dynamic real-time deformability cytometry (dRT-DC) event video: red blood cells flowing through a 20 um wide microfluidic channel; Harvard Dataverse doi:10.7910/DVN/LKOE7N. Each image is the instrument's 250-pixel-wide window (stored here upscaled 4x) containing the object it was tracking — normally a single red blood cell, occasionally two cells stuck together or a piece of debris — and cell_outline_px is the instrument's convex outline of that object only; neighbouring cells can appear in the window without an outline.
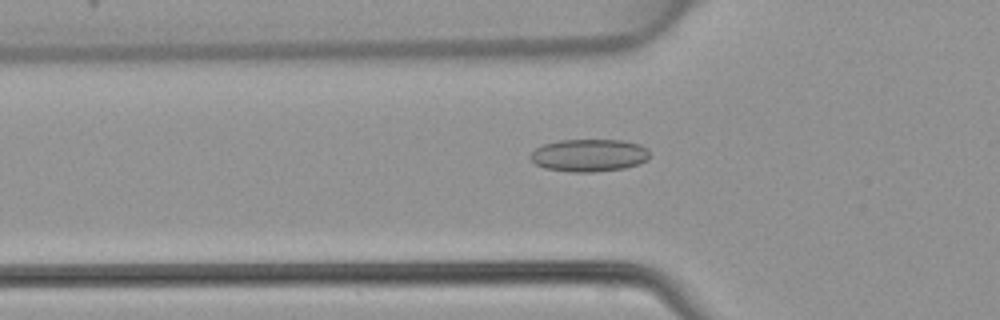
{"species": "common noctule bat (a hibernating species)", "species_latin": "Nyctalus noctula", "temperature_condition": "warm", "stored_images_in_passage": 44, "camera_frame_rate_fps": 3000, "um_per_image_px": 0.085, "animal": {"sex": "female", "body_mass_g": 22.7, "forearm_length_mm": 54.2}, "frame": {"image": 1, "passage_image": 13, "time_ms": 4.0, "image_size_px": [1000, 320], "cell_outline_px": [[648, 160], [640, 164], [624, 168], [592, 172], [572, 172], [544, 168], [536, 164], [528, 156], [536, 148], [544, 144], [560, 140], [624, 140], [640, 144], [648, 148]], "centroid_in_image_um": [50.09, 13.2], "position_along_channel_um": 75.7, "area_um2": 22.72}}
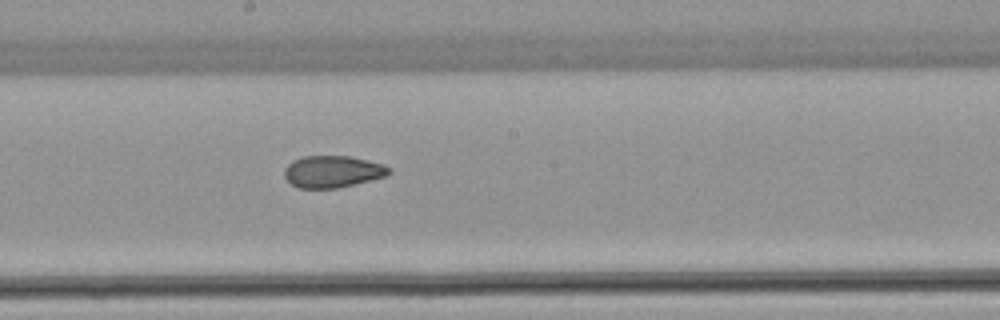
{"frame": {"image": 2, "passage_image": 23, "time_ms": 7.333, "image_size_px": [1000, 320], "cell_outline_px": [[392, 172], [384, 176], [336, 188], [300, 188], [292, 184], [284, 176], [284, 168], [292, 160], [304, 156], [348, 156], [368, 160], [384, 164], [392, 168]], "centroid_in_image_um": [28.26, 14.57], "position_along_channel_um": 219.9, "area_um2": 19.31}}
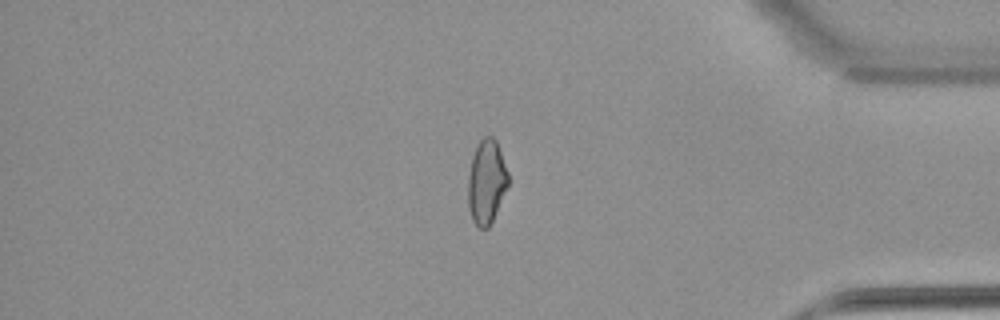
{"frame": {"image": 3, "passage_image": 37, "time_ms": 12.0, "image_size_px": [1000, 320], "cell_outline_px": [[508, 184], [496, 212], [488, 228], [480, 228], [472, 220], [468, 208], [468, 176], [472, 156], [480, 140], [484, 136], [492, 136], [496, 140], [508, 172]], "centroid_in_image_um": [41.34, 15.45], "position_along_channel_um": 393.9, "area_um2": 19.48}}